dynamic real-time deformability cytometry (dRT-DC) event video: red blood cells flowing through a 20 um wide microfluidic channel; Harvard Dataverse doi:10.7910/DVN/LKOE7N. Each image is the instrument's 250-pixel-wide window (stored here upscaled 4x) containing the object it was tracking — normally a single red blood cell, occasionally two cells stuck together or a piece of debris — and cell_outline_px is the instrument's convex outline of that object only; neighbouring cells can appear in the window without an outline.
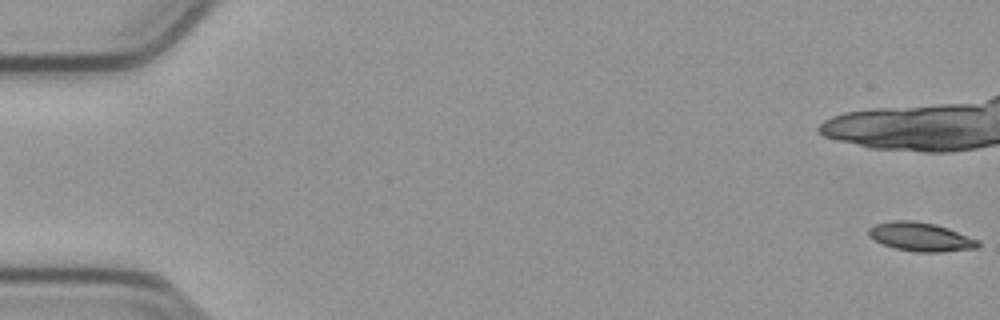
{"species": "common noctule bat (a hibernating species)", "species_latin": "Nyctalus noctula", "temperature_condition": "cold", "stored_images_in_passage": 15, "camera_frame_rate_fps": 3000, "um_per_image_px": 0.085, "animal": {"sex": "male", "body_mass_g": 23.1, "forearm_length_mm": 52.7}, "frame": {"image": 1, "passage_image": 1, "time_ms": 0.0, "image_size_px": [1000, 320], "cell_outline_px": [[980, 244], [976, 248], [940, 252], [916, 252], [896, 248], [884, 244], [868, 236], [868, 228], [876, 224], [892, 220], [912, 220], [936, 224], [948, 228], [980, 240]], "centroid_in_image_um": [78.27, 20.12], "position_along_channel_um": 6.7, "area_um2": 18.32}}